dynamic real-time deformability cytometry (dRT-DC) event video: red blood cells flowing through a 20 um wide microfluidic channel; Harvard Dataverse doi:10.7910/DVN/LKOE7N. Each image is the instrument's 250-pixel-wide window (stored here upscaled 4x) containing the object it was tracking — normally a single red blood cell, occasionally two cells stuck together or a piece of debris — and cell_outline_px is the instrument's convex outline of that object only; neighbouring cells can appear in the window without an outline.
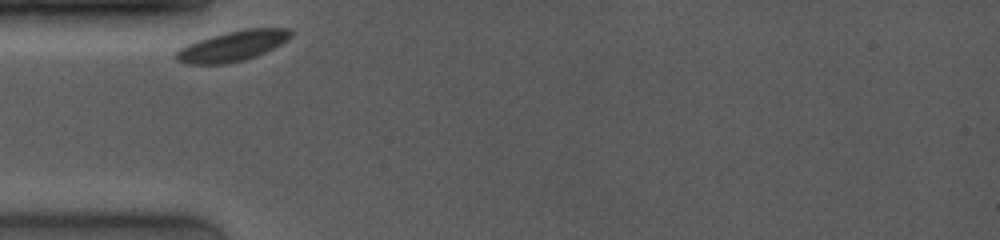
{"species": "common noctule bat (a hibernating species)", "species_latin": "Nyctalus noctula", "temperature_condition": "room temperature", "stored_images_in_passage": 34, "camera_frame_rate_fps": 4000, "um_per_image_px": 0.085, "animal": {"sex": "female", "body_mass_g": 19.0, "forearm_length_mm": 53.3}, "frame": {"image": 1, "passage_image": 1, "time_ms": 0.0, "image_size_px": [1000, 240], "cell_outline_px": [[292, 36], [288, 40], [256, 56], [244, 60], [224, 64], [188, 64], [176, 60], [176, 52], [180, 48], [188, 44], [224, 32], [244, 28], [288, 28], [292, 32]], "centroid_in_image_um": [19.78, 3.9], "position_along_channel_um": 65.2, "area_um2": 20.11}}
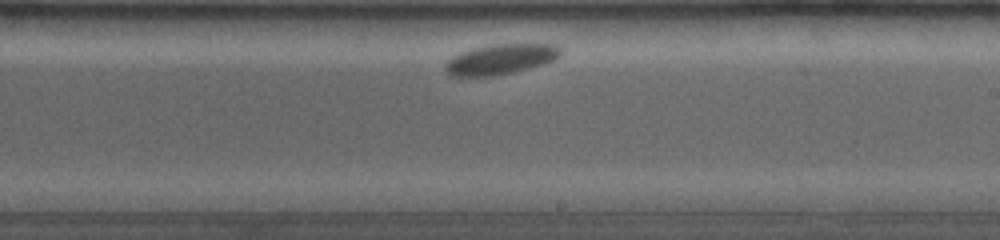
{"frame": {"image": 2, "passage_image": 22, "time_ms": 5.25, "image_size_px": [1000, 240], "cell_outline_px": [[564, 52], [560, 56], [544, 64], [496, 76], [460, 80], [448, 76], [444, 72], [444, 64], [452, 56], [460, 52], [472, 48], [492, 44], [556, 44], [564, 48]], "centroid_in_image_um": [42.45, 5.08], "position_along_channel_um": 246.5, "area_um2": 21.39}}
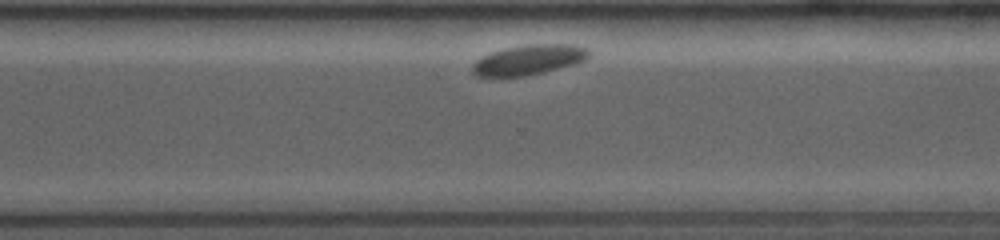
{"frame": {"image": 3, "passage_image": 31, "time_ms": 7.5, "image_size_px": [1000, 240], "cell_outline_px": [[592, 52], [584, 60], [572, 64], [544, 72], [524, 76], [476, 76], [472, 72], [472, 64], [476, 60], [492, 52], [504, 48], [528, 44], [572, 44], [588, 48]], "centroid_in_image_um": [44.95, 5.07], "position_along_channel_um": 325.6, "area_um2": 20.23}}